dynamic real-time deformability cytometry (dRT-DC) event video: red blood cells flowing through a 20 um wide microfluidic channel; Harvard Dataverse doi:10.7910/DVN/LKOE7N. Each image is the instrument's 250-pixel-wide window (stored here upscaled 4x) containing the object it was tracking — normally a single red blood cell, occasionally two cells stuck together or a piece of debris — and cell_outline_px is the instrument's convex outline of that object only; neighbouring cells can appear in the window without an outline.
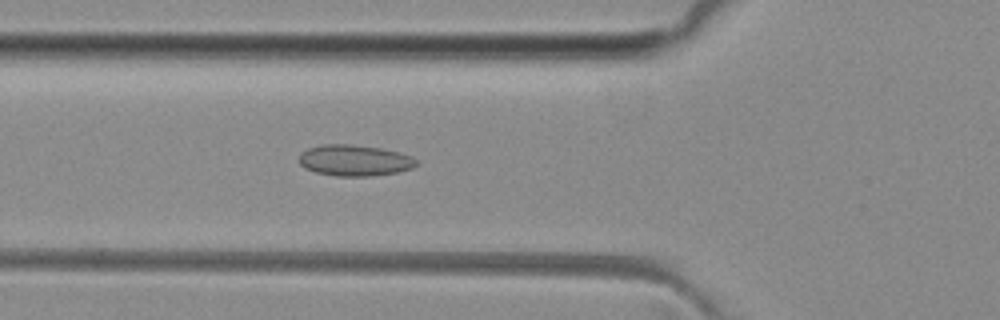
{"species": "common noctule bat (a hibernating species)", "species_latin": "Nyctalus noctula", "temperature_condition": "room temperature", "stored_images_in_passage": 40, "camera_frame_rate_fps": 3000, "um_per_image_px": 0.085, "animal": {"sex": "female", "body_mass_g": 29.2, "forearm_length_mm": 56.3}, "frame": {"image": 1, "passage_image": 10, "time_ms": 3.0, "image_size_px": [1000, 320], "cell_outline_px": [[416, 164], [412, 168], [396, 172], [372, 176], [336, 176], [316, 172], [304, 168], [300, 164], [300, 156], [308, 148], [324, 144], [348, 144], [380, 148], [412, 156], [416, 160]], "centroid_in_image_um": [30.13, 13.64], "position_along_channel_um": 95.7, "area_um2": 20.98}}
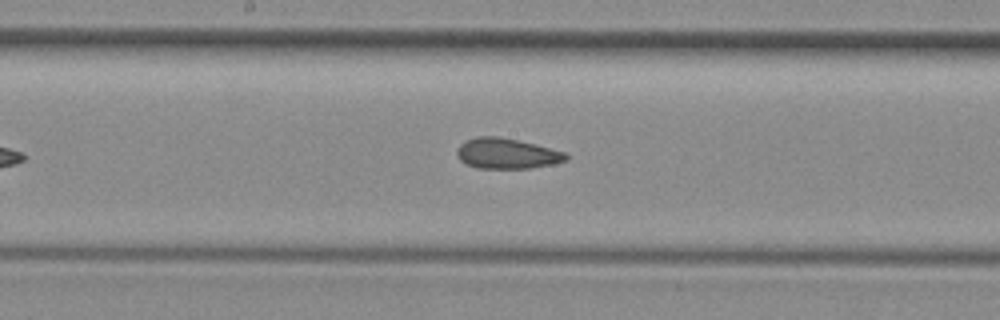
{"frame": {"image": 2, "passage_image": 18, "time_ms": 5.667, "image_size_px": [1000, 320], "cell_outline_px": [[568, 160], [552, 164], [532, 168], [476, 168], [460, 160], [456, 152], [456, 148], [464, 140], [476, 136], [496, 136], [536, 144], [564, 152], [568, 156]], "centroid_in_image_um": [43.05, 13.04], "position_along_channel_um": 205.2, "area_um2": 19.36}}
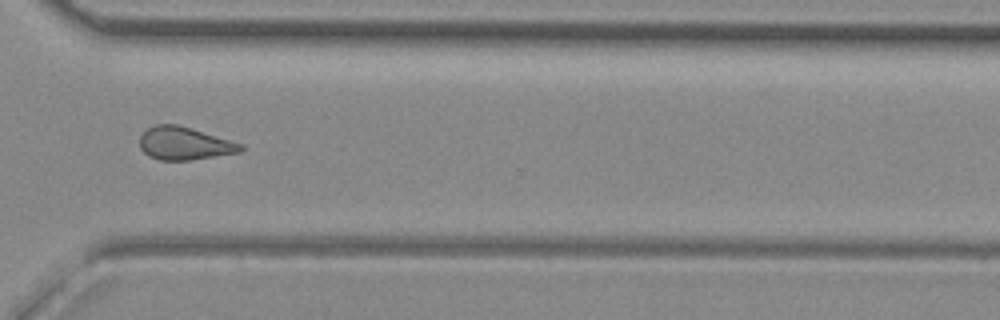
{"frame": {"image": 3, "passage_image": 29, "time_ms": 9.333, "image_size_px": [1000, 320], "cell_outline_px": [[244, 148], [240, 152], [188, 160], [160, 160], [148, 156], [140, 148], [140, 136], [148, 128], [156, 124], [176, 124], [244, 144]], "centroid_in_image_um": [15.66, 12.19], "position_along_channel_um": 354.9, "area_um2": 19.13}, "authors_computed_cell_mechanics": {"area_um2": 20.2878, "velocity_mm_per_s": 4.0874, "shape_relaxation_time_tau1_ms": null, "shape_relaxation_time_tau2_ms": 3.4394, "deformation_change_tau1": null, "deformation_change_tau2": 0.1201}}